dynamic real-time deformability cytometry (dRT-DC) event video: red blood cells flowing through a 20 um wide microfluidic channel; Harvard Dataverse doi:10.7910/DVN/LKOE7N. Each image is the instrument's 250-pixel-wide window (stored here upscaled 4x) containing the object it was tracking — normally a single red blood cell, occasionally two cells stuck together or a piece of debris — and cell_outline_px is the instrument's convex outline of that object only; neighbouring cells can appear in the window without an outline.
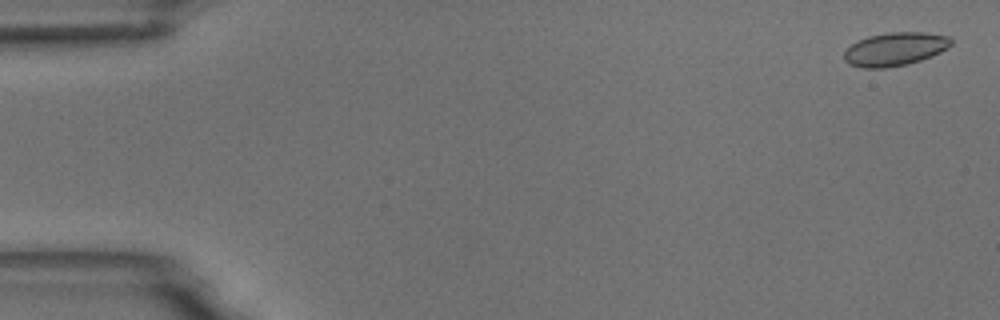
{"species": "common noctule bat (a hibernating species)", "species_latin": "Nyctalus noctula", "temperature_condition": "room temperature", "stored_images_in_passage": 6, "camera_frame_rate_fps": 3000, "um_per_image_px": 0.085, "animal": {"sex": "male", "body_mass_g": 18.8}, "frame": {"image": 1, "passage_image": 1, "time_ms": 0.0, "image_size_px": [1000, 320], "cell_outline_px": [[952, 44], [948, 48], [932, 56], [908, 64], [884, 68], [864, 68], [848, 64], [844, 60], [844, 52], [856, 40], [868, 36], [888, 32], [924, 32], [948, 36], [952, 40]], "centroid_in_image_um": [76.07, 4.17], "position_along_channel_um": 8.9, "area_um2": 20.92}}